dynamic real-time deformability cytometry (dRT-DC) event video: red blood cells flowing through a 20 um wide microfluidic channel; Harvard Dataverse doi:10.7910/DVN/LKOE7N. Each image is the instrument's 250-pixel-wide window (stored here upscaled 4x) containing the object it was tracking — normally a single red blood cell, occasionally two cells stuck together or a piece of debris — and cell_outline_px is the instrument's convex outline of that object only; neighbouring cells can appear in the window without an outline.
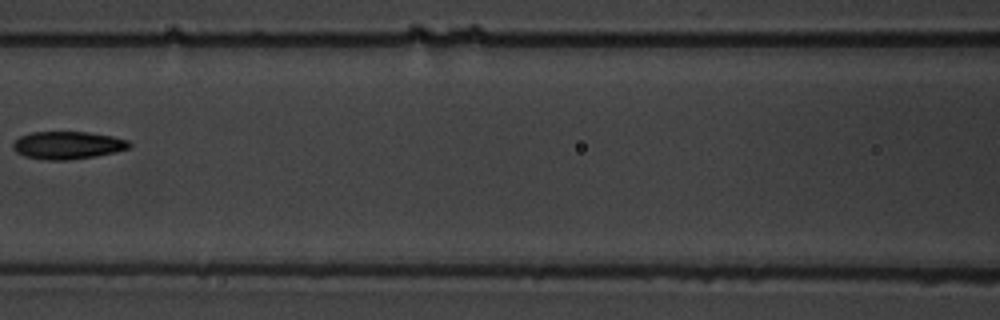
{"species": "common noctule bat (a hibernating species)", "species_latin": "Nyctalus noctula", "temperature_condition": "warm", "stored_images_in_passage": 9, "camera_frame_rate_fps": 3000, "um_per_image_px": 0.085, "animal": {"sex": "male", "body_mass_g": 19.5, "forearm_length_mm": 54.6}, "frame": {"image": 1, "passage_image": 6, "time_ms": 9.0, "image_size_px": [1000, 320], "cell_outline_px": [[132, 144], [128, 148], [96, 156], [68, 160], [48, 160], [24, 156], [16, 152], [12, 148], [12, 144], [20, 136], [32, 132], [88, 132], [112, 136], [128, 140]], "centroid_in_image_um": [5.72, 12.34], "position_along_channel_um": 160.9, "area_um2": 18.67}}
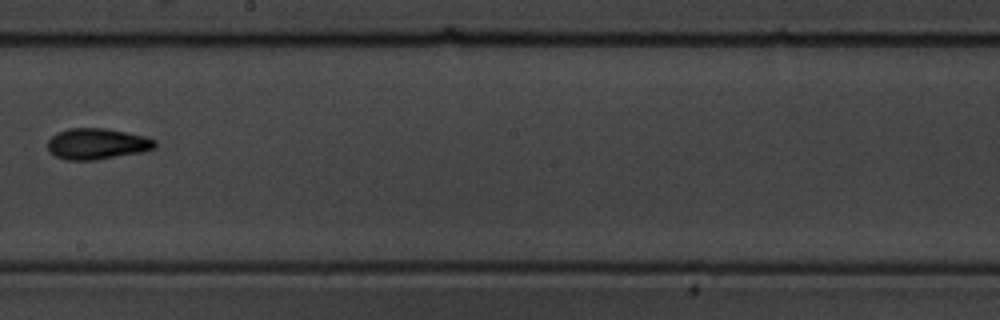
{"frame": {"image": 2, "passage_image": 8, "time_ms": 11.333, "image_size_px": [1000, 320], "cell_outline_px": [[156, 144], [152, 148], [140, 152], [96, 160], [64, 160], [48, 152], [48, 140], [56, 132], [68, 128], [108, 128], [144, 136], [156, 140]], "centroid_in_image_um": [8.19, 12.22], "position_along_channel_um": 240.0, "area_um2": 19.42}}
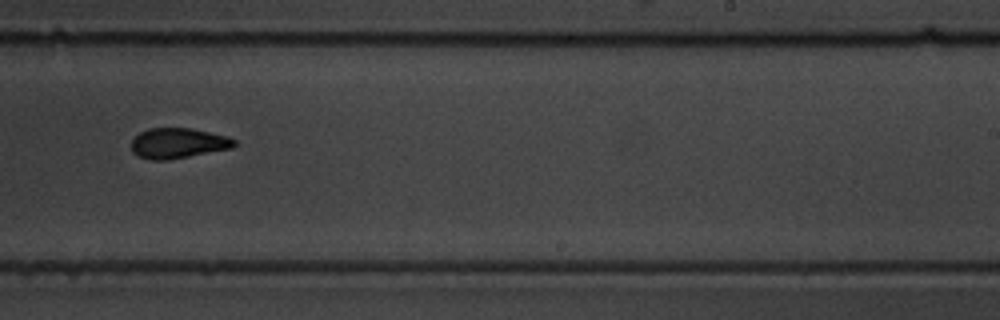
{"frame": {"image": 3, "passage_image": 9, "time_ms": 12.333, "image_size_px": [1000, 320], "cell_outline_px": [[236, 144], [232, 148], [168, 160], [152, 160], [136, 156], [132, 152], [132, 140], [140, 132], [148, 128], [192, 128], [228, 136], [236, 140]], "centroid_in_image_um": [15.13, 12.17], "position_along_channel_um": 273.9, "area_um2": 18.26}}